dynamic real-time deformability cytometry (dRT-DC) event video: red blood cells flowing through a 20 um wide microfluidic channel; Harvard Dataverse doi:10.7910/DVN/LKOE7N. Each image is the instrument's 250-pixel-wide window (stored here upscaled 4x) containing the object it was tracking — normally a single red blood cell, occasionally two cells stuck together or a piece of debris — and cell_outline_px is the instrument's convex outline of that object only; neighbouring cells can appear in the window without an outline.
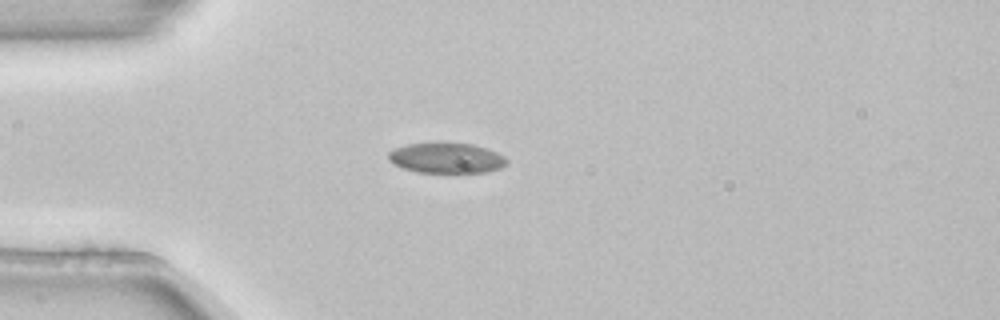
{"species": "common noctule bat (a hibernating species)", "species_latin": "Nyctalus noctula", "temperature_condition": "room temperature", "stored_images_in_passage": 3, "camera_frame_rate_fps": 3000, "um_per_image_px": 0.085, "animal": {"sex": "female", "body_mass_g": 22.7, "forearm_length_mm": 54.2}, "frame": {"image": 1, "passage_image": 3, "time_ms": 0.667, "image_size_px": [1000, 320], "cell_outline_px": [[508, 164], [500, 168], [484, 172], [416, 172], [404, 168], [388, 160], [388, 152], [396, 148], [408, 144], [436, 140], [444, 140], [472, 144], [496, 152], [504, 156], [508, 160]], "centroid_in_image_um": [37.94, 13.38], "position_along_channel_um": 47.1, "area_um2": 21.44}}